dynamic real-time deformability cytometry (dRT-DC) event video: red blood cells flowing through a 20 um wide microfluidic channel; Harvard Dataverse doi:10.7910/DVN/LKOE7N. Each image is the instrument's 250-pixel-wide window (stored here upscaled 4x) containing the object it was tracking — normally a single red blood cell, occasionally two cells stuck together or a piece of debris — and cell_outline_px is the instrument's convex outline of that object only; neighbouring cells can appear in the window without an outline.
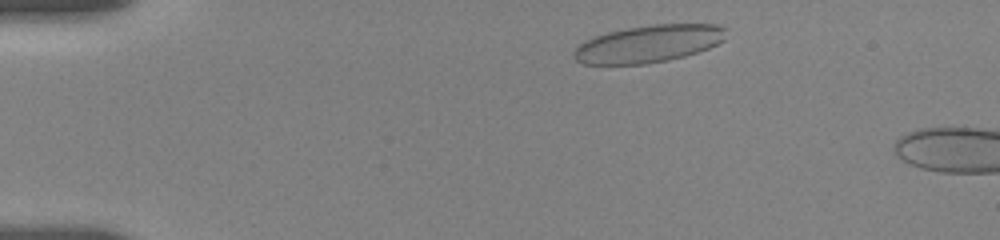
{"species": "human", "species_latin": "Homo sapiens", "temperature_condition": "room temperature", "stored_images_in_passage": 32, "camera_frame_rate_fps": 3000, "um_per_image_px": 0.085, "donor": {"sex": "female"}, "frame": {"image": 1, "passage_image": 3, "time_ms": 1.0, "image_size_px": [1000, 240], "cell_outline_px": [[728, 28], [724, 40], [708, 48], [684, 56], [668, 60], [648, 64], [584, 64], [576, 60], [572, 52], [584, 40], [608, 32], [628, 28], [652, 24], [716, 24]], "centroid_in_image_um": [55.15, 3.72], "position_along_channel_um": 29.9, "area_um2": 33.12}}
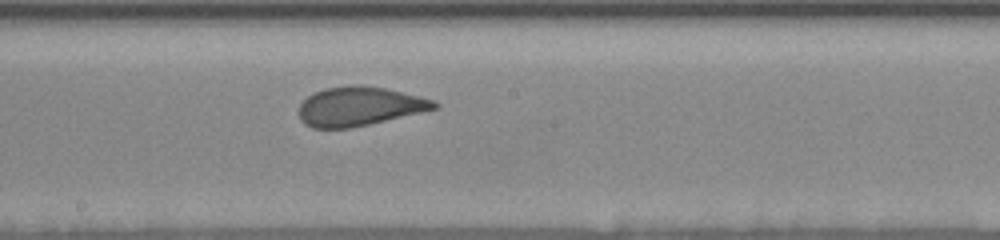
{"frame": {"image": 2, "passage_image": 16, "time_ms": 8.0, "image_size_px": [1000, 240], "cell_outline_px": [[440, 108], [368, 124], [348, 128], [312, 128], [304, 124], [300, 120], [300, 104], [308, 96], [324, 88], [352, 84], [356, 84], [384, 88], [420, 96], [436, 100], [440, 104]], "centroid_in_image_um": [30.57, 9.03], "position_along_channel_um": 217.6, "area_um2": 30.81}}
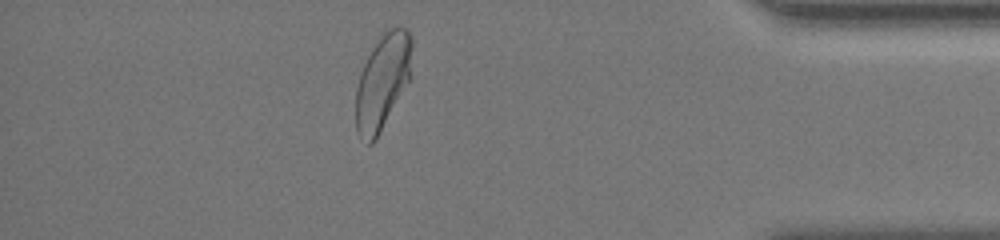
{"frame": {"image": 3, "passage_image": 26, "time_ms": 14.0, "image_size_px": [1000, 240], "cell_outline_px": [[412, 44], [408, 80], [376, 140], [372, 144], [368, 144], [360, 140], [356, 132], [356, 88], [360, 72], [372, 48], [384, 28], [408, 28], [412, 36]], "centroid_in_image_um": [32.48, 6.94], "position_along_channel_um": 402.7, "area_um2": 31.04}}